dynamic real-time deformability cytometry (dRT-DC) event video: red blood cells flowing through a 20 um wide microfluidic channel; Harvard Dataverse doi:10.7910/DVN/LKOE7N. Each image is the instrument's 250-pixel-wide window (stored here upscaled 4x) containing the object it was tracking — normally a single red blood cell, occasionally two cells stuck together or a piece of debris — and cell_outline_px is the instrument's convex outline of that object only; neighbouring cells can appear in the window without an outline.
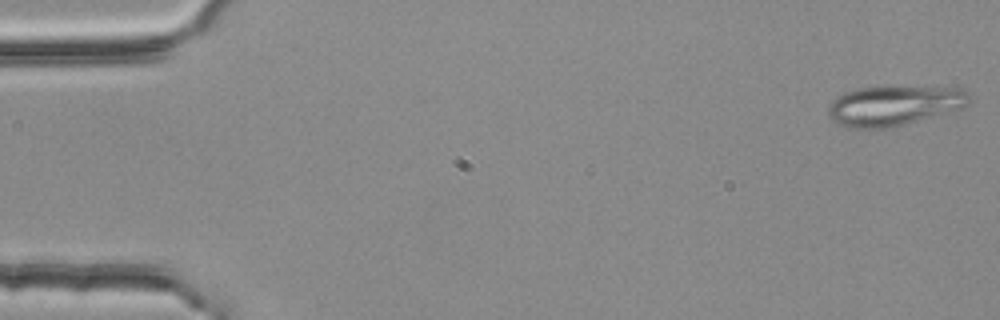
{"species": "common noctule bat (a hibernating species)", "species_latin": "Nyctalus noctula", "temperature_condition": "room temperature", "stored_images_in_passage": 5, "camera_frame_rate_fps": 3000, "um_per_image_px": 0.085, "animal": {"sex": "female", "body_mass_g": 25.1}, "frame": {"image": 1, "passage_image": 1, "time_ms": 0.0, "image_size_px": [1000, 320], "cell_outline_px": [[968, 104], [964, 108], [904, 124], [884, 128], [848, 128], [836, 124], [832, 120], [828, 112], [828, 108], [832, 100], [836, 96], [844, 92], [856, 88], [884, 84], [888, 84], [960, 88], [968, 92]], "centroid_in_image_um": [75.96, 8.92], "position_along_channel_um": 9.0, "area_um2": 33.81}}